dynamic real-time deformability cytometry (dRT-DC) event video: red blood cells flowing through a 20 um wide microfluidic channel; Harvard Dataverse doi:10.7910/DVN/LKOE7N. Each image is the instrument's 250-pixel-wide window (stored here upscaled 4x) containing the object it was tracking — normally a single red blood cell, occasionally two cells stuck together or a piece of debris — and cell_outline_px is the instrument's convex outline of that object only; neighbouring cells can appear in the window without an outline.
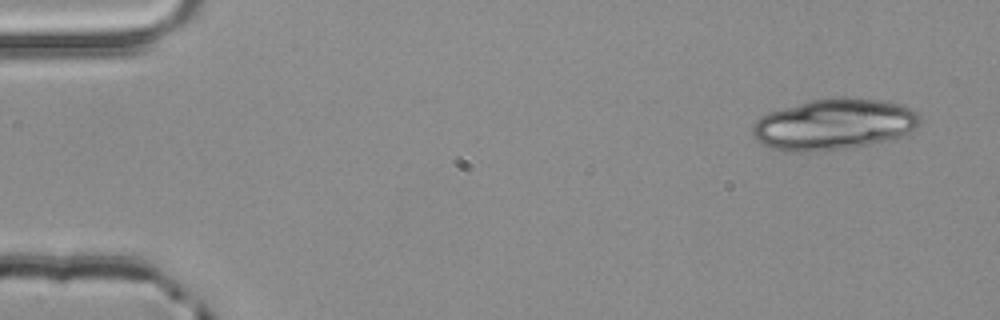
{"species": "common noctule bat (a hibernating species)", "species_latin": "Nyctalus noctula", "temperature_condition": "room temperature", "stored_images_in_passage": 3, "camera_frame_rate_fps": 3000, "um_per_image_px": 0.085, "animal": {"sex": "male", "body_mass_g": 20.4}, "frame": {"image": 1, "passage_image": 1, "time_ms": 0.0, "image_size_px": [1000, 320], "cell_outline_px": [[920, 124], [916, 128], [908, 132], [888, 140], [868, 144], [844, 148], [812, 152], [780, 152], [756, 140], [752, 132], [752, 128], [756, 120], [760, 116], [768, 112], [812, 100], [832, 96], [844, 96], [876, 100], [904, 104], [916, 112], [920, 116]], "centroid_in_image_um": [70.86, 10.56], "position_along_channel_um": 14.1, "area_um2": 50.0}}